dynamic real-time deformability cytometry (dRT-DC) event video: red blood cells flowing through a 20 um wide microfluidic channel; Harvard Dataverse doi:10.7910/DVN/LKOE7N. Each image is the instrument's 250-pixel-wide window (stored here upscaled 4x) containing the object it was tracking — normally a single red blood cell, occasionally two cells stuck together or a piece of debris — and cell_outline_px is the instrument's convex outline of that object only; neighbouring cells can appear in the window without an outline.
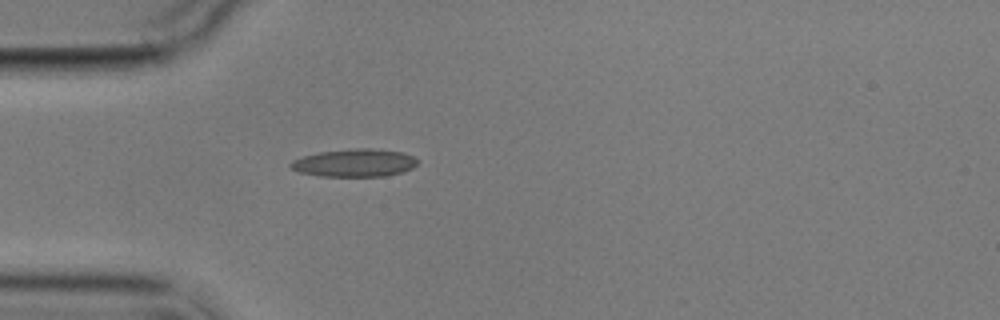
{"species": "common noctule bat (a hibernating species)", "species_latin": "Nyctalus noctula", "temperature_condition": "cold", "stored_images_in_passage": 1, "camera_frame_rate_fps": 3000, "um_per_image_px": 0.085, "animal": {"sex": "male", "body_mass_g": 17.9}, "frame": {"image": 1, "passage_image": 1, "time_ms": 0.0, "image_size_px": [1000, 320], "cell_outline_px": [[420, 160], [412, 168], [400, 172], [384, 176], [320, 176], [300, 172], [292, 168], [288, 164], [292, 160], [304, 156], [320, 152], [356, 148], [372, 148], [404, 152]], "centroid_in_image_um": [30.15, 13.83], "position_along_channel_um": 54.8, "area_um2": 20.46}}